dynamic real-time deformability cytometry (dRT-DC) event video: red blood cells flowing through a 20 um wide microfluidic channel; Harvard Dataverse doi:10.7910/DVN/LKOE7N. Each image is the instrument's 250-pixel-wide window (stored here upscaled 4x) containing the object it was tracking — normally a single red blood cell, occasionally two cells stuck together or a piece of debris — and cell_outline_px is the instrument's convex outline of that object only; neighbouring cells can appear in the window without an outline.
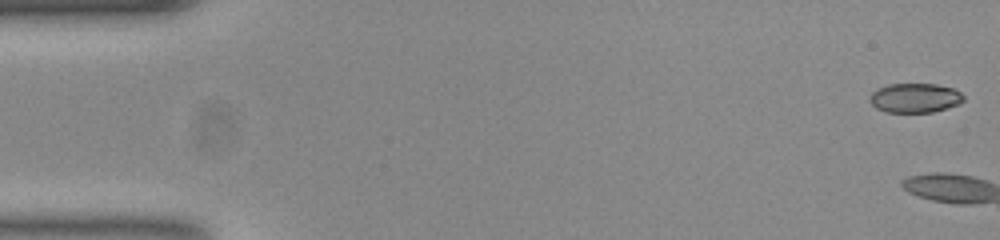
{"species": "common noctule bat (a hibernating species)", "species_latin": "Nyctalus noctula", "temperature_condition": "room temperature", "stored_images_in_passage": 3, "camera_frame_rate_fps": 3000, "um_per_image_px": 0.085, "animal": {"sex": "female", "body_mass_g": 23.0, "forearm_length_mm": 53.4}, "frame": {"image": 1, "passage_image": 1, "time_ms": 0.0, "image_size_px": [1000, 240], "cell_outline_px": [[964, 100], [960, 104], [932, 112], [888, 112], [876, 108], [872, 104], [872, 92], [888, 84], [936, 84], [952, 88], [960, 92], [964, 96]], "centroid_in_image_um": [77.82, 8.32], "position_along_channel_um": 7.2, "area_um2": 15.84}}